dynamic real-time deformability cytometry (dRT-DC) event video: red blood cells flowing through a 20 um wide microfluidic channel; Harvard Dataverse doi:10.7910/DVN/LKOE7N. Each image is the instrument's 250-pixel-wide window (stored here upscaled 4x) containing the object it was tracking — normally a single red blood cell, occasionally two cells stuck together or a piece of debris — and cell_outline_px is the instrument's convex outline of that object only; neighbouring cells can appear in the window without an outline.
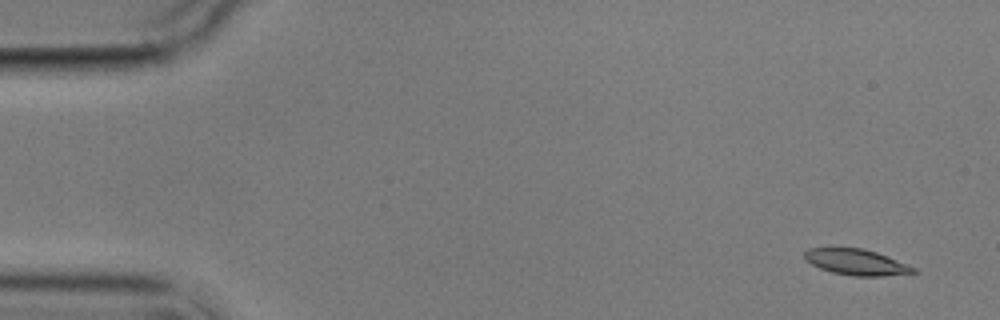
{"species": "common noctule bat (a hibernating species)", "species_latin": "Nyctalus noctula", "temperature_condition": "cold", "stored_images_in_passage": 5, "segment_of_instrument_passage": [2, 2], "camera_frame_rate_fps": 3000, "um_per_image_px": 0.085, "animal": {"sex": "male", "body_mass_g": 17.9}, "frame": {"image": 1, "passage_image": 5, "time_ms": 5.333, "image_size_px": [1000, 320], "cell_outline_px": [[920, 272], [884, 276], [852, 276], [832, 272], [820, 268], [804, 260], [804, 252], [808, 248], [864, 248], [876, 252], [916, 268]], "centroid_in_image_um": [72.78, 22.28], "position_along_channel_um": 12.2, "area_um2": 16.42}}